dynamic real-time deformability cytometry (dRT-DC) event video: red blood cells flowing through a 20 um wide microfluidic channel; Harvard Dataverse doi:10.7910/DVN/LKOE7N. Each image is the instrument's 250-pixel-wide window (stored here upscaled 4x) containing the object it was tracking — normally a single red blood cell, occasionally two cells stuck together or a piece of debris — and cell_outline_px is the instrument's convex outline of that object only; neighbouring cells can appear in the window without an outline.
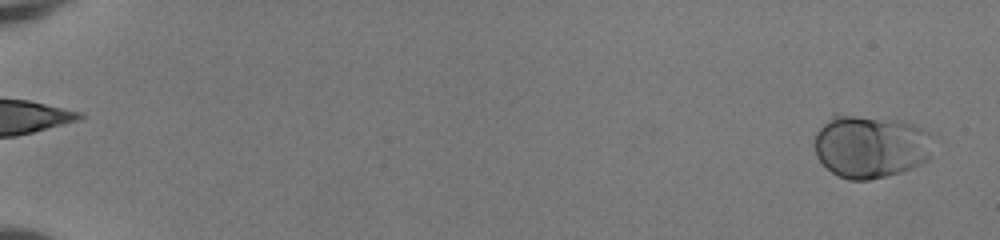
{"species": "human", "species_latin": "Homo sapiens", "temperature_condition": "room temperature", "stored_images_in_passage": 52, "camera_frame_rate_fps": 3000, "um_per_image_px": 0.085, "donor": {"sex": "female"}, "frame": {"image": 1, "passage_image": 2, "time_ms": 0.333, "image_size_px": [1000, 240], "cell_outline_px": [[932, 156], [928, 160], [912, 168], [900, 172], [868, 180], [848, 180], [836, 176], [816, 156], [812, 144], [816, 132], [832, 112], [836, 112], [904, 120], [924, 128], [932, 132]], "centroid_in_image_um": [73.99, 12.4], "position_along_channel_um": 11.0, "area_um2": 44.97}}
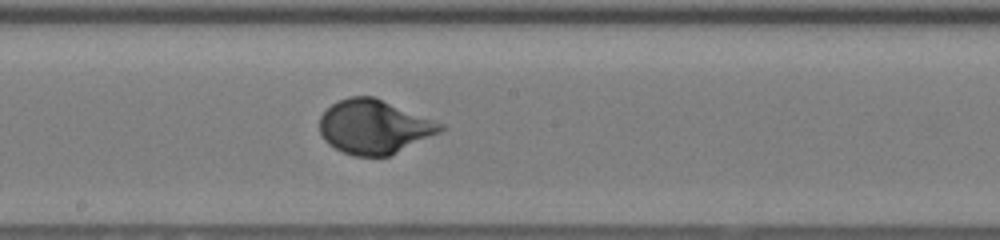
{"frame": {"image": 2, "passage_image": 31, "time_ms": 10.0, "image_size_px": [1000, 240], "cell_outline_px": [[448, 128], [440, 132], [388, 156], [352, 156], [328, 144], [320, 136], [320, 116], [332, 104], [348, 96], [372, 96], [444, 124]], "centroid_in_image_um": [31.78, 10.78], "position_along_channel_um": 216.4, "area_um2": 37.69}}
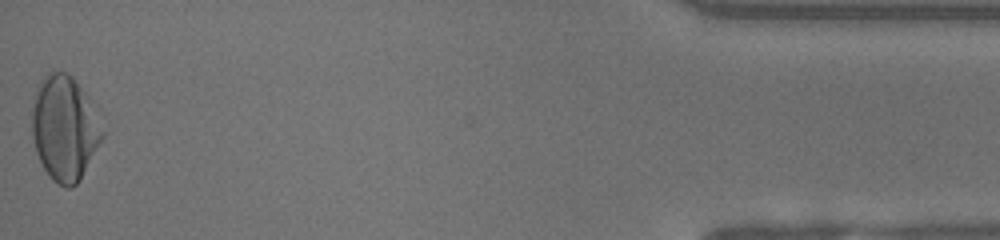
{"frame": {"image": 3, "passage_image": 52, "time_ms": 17.0, "image_size_px": [1000, 240], "cell_outline_px": [[104, 136], [80, 180], [72, 188], [64, 188], [52, 180], [44, 168], [36, 152], [32, 136], [32, 108], [36, 88], [48, 72], [68, 72], [72, 76], [80, 88], [104, 132]], "centroid_in_image_um": [5.45, 10.94], "position_along_channel_um": 429.8, "area_um2": 42.19}, "authors_computed_cell_mechanics": {"area_um2": 37.8012, "velocity_mm_per_s": 4.1023, "shape_relaxation_time_tau1_ms": 2.3671, "shape_relaxation_time_tau2_ms": null, "deformation_change_tau1": 0.1483, "deformation_change_tau2": null}}